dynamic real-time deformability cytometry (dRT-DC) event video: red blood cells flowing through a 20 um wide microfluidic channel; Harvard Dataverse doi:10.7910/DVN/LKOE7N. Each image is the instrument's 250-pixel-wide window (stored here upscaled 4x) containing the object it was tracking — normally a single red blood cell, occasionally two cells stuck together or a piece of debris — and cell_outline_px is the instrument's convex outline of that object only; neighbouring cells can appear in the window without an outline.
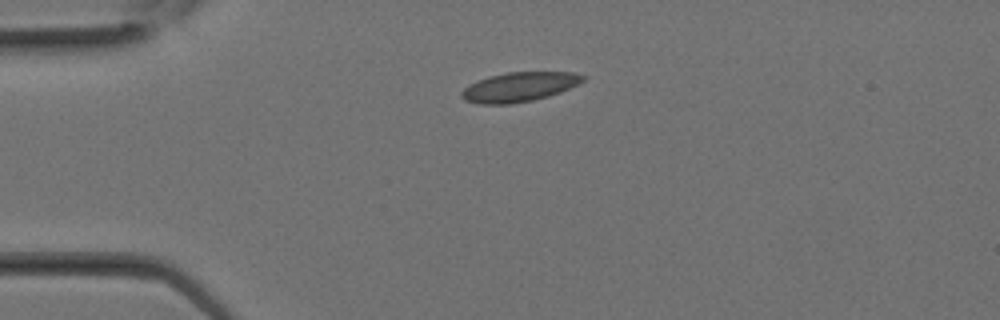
{"species": "Egyptian fruit bat (a non-hibernating species)", "species_latin": "Rousettus aegyptiacus", "temperature_condition": "room temperature", "stored_images_in_passage": 7, "camera_frame_rate_fps": 3000, "um_per_image_px": 0.085, "animal": {"sex": "female"}, "frame": {"image": 1, "passage_image": 1, "time_ms": 0.0, "image_size_px": [1000, 320], "cell_outline_px": [[588, 76], [584, 80], [560, 92], [548, 96], [532, 100], [512, 104], [480, 104], [464, 100], [460, 96], [460, 92], [468, 84], [488, 76], [508, 72], [572, 72]], "centroid_in_image_um": [44.09, 7.39], "position_along_channel_um": 40.9, "area_um2": 20.87}}
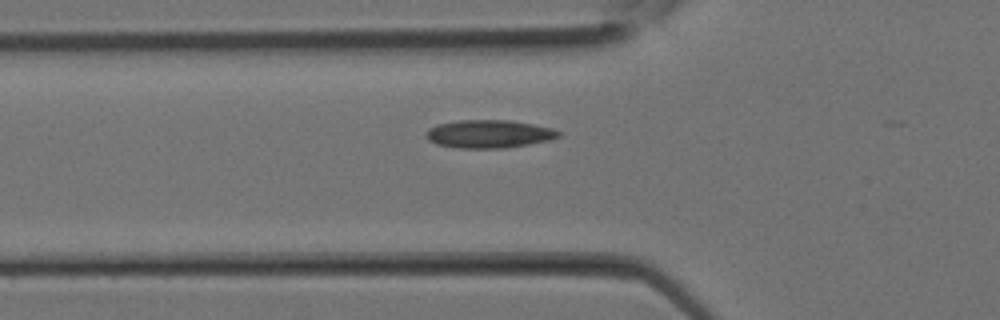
{"frame": {"image": 2, "passage_image": 4, "time_ms": 1.0, "image_size_px": [1000, 320], "cell_outline_px": [[560, 136], [548, 140], [528, 144], [504, 148], [460, 148], [436, 144], [428, 140], [424, 136], [424, 132], [428, 128], [436, 124], [460, 120], [508, 120], [532, 124], [552, 128], [560, 132]], "centroid_in_image_um": [41.49, 11.38], "position_along_channel_um": 84.3, "area_um2": 21.68}}
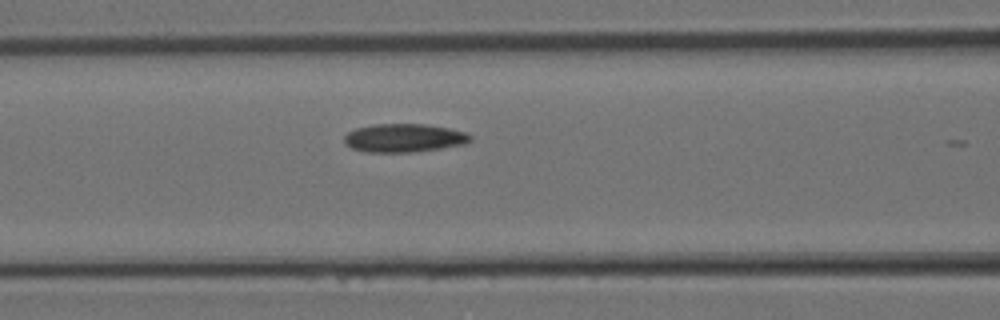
{"frame": {"image": 3, "passage_image": 6, "time_ms": 1.667, "image_size_px": [1000, 320], "cell_outline_px": [[472, 140], [464, 144], [440, 148], [412, 152], [368, 152], [352, 148], [344, 144], [344, 136], [348, 132], [356, 128], [372, 124], [424, 124], [448, 128], [464, 132], [472, 136]], "centroid_in_image_um": [34.31, 11.72], "position_along_channel_um": 132.3, "area_um2": 20.81}}